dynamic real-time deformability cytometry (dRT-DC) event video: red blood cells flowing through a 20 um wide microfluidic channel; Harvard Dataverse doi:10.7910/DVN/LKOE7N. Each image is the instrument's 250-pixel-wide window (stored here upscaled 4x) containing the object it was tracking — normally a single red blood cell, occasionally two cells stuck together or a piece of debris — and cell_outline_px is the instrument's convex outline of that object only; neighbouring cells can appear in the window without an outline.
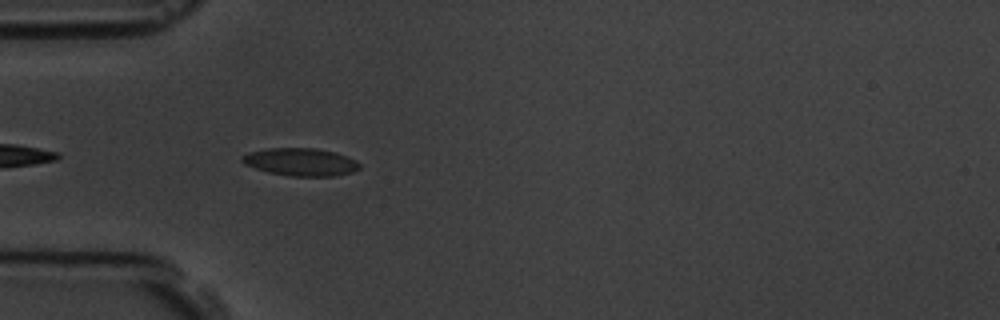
{"species": "common noctule bat (a hibernating species)", "species_latin": "Nyctalus noctula", "temperature_condition": "room temperature", "stored_images_in_passage": 5, "camera_frame_rate_fps": 3000, "um_per_image_px": 0.085, "animal": {"sex": "male", "body_mass_g": 19.5, "forearm_length_mm": 54.6}, "frame": {"image": 1, "passage_image": 5, "time_ms": 4.667, "image_size_px": [1000, 320], "cell_outline_px": [[360, 168], [352, 172], [336, 176], [288, 176], [268, 172], [244, 164], [240, 160], [240, 156], [248, 152], [268, 148], [316, 148], [336, 152], [356, 160], [360, 164]], "centroid_in_image_um": [25.54, 13.76], "position_along_channel_um": 59.5, "area_um2": 19.13}}